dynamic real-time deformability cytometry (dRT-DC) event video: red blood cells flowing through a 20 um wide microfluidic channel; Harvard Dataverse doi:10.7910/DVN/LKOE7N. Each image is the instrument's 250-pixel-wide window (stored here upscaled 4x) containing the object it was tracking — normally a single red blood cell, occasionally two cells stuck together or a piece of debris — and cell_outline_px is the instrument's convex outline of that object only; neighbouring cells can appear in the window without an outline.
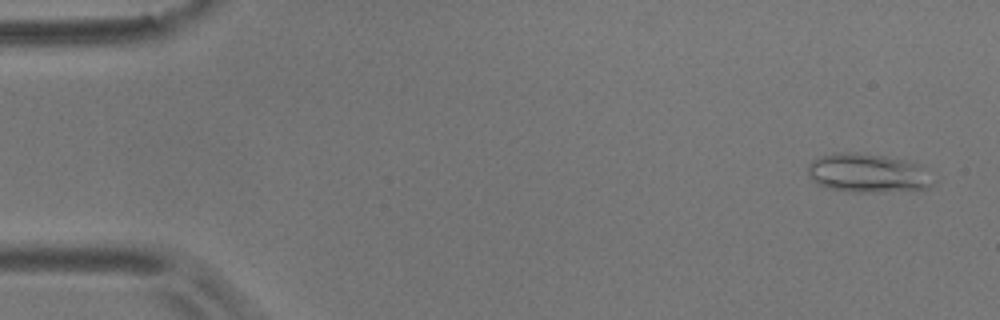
{"species": "common noctule bat (a hibernating species)", "species_latin": "Nyctalus noctula", "temperature_condition": "room temperature", "stored_images_in_passage": 4, "camera_frame_rate_fps": 3000, "um_per_image_px": 0.085, "animal": {"sex": "male", "body_mass_g": 17.9}, "frame": {"image": 1, "passage_image": 1, "time_ms": 0.0, "image_size_px": [1000, 320], "cell_outline_px": [[936, 184], [928, 188], [880, 192], [852, 192], [832, 188], [816, 184], [808, 176], [808, 164], [812, 160], [820, 156], [836, 152], [852, 152], [916, 160], [936, 180]], "centroid_in_image_um": [73.82, 14.7], "position_along_channel_um": 11.2, "area_um2": 28.96}}